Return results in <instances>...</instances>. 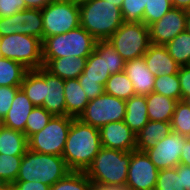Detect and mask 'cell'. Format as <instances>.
Here are the masks:
<instances>
[{"instance_id":"6da1fadb","label":"cell","mask_w":190,"mask_h":190,"mask_svg":"<svg viewBox=\"0 0 190 190\" xmlns=\"http://www.w3.org/2000/svg\"><path fill=\"white\" fill-rule=\"evenodd\" d=\"M101 148L99 129L74 118L62 154L69 169L85 172Z\"/></svg>"},{"instance_id":"7a4b0ae2","label":"cell","mask_w":190,"mask_h":190,"mask_svg":"<svg viewBox=\"0 0 190 190\" xmlns=\"http://www.w3.org/2000/svg\"><path fill=\"white\" fill-rule=\"evenodd\" d=\"M80 26L97 41L108 40L124 23L121 8L106 0H78Z\"/></svg>"},{"instance_id":"3957f363","label":"cell","mask_w":190,"mask_h":190,"mask_svg":"<svg viewBox=\"0 0 190 190\" xmlns=\"http://www.w3.org/2000/svg\"><path fill=\"white\" fill-rule=\"evenodd\" d=\"M130 161L131 152L102 146L85 174L96 188L126 185Z\"/></svg>"},{"instance_id":"277c9868","label":"cell","mask_w":190,"mask_h":190,"mask_svg":"<svg viewBox=\"0 0 190 190\" xmlns=\"http://www.w3.org/2000/svg\"><path fill=\"white\" fill-rule=\"evenodd\" d=\"M70 172L62 156L36 153L27 149L22 157L16 181H40L51 187Z\"/></svg>"},{"instance_id":"5b68a950","label":"cell","mask_w":190,"mask_h":190,"mask_svg":"<svg viewBox=\"0 0 190 190\" xmlns=\"http://www.w3.org/2000/svg\"><path fill=\"white\" fill-rule=\"evenodd\" d=\"M96 42L87 30L79 26L66 33L46 37L42 41V58L88 57L94 51Z\"/></svg>"},{"instance_id":"8992f818","label":"cell","mask_w":190,"mask_h":190,"mask_svg":"<svg viewBox=\"0 0 190 190\" xmlns=\"http://www.w3.org/2000/svg\"><path fill=\"white\" fill-rule=\"evenodd\" d=\"M0 57L14 60L28 70L44 67L42 41L25 34H10L0 37Z\"/></svg>"},{"instance_id":"52a82bcc","label":"cell","mask_w":190,"mask_h":190,"mask_svg":"<svg viewBox=\"0 0 190 190\" xmlns=\"http://www.w3.org/2000/svg\"><path fill=\"white\" fill-rule=\"evenodd\" d=\"M42 12L43 40L66 33L80 26L78 0H53Z\"/></svg>"},{"instance_id":"ba28073f","label":"cell","mask_w":190,"mask_h":190,"mask_svg":"<svg viewBox=\"0 0 190 190\" xmlns=\"http://www.w3.org/2000/svg\"><path fill=\"white\" fill-rule=\"evenodd\" d=\"M73 119L70 116H53L44 129L27 139L28 149L62 156Z\"/></svg>"},{"instance_id":"9c48e42d","label":"cell","mask_w":190,"mask_h":190,"mask_svg":"<svg viewBox=\"0 0 190 190\" xmlns=\"http://www.w3.org/2000/svg\"><path fill=\"white\" fill-rule=\"evenodd\" d=\"M127 62L143 56L150 43L149 27L143 22L123 23L108 39Z\"/></svg>"},{"instance_id":"30bf717a","label":"cell","mask_w":190,"mask_h":190,"mask_svg":"<svg viewBox=\"0 0 190 190\" xmlns=\"http://www.w3.org/2000/svg\"><path fill=\"white\" fill-rule=\"evenodd\" d=\"M126 113V100L102 94L89 100L84 112L80 115L83 123L100 129L105 124L123 121Z\"/></svg>"},{"instance_id":"8fae6325","label":"cell","mask_w":190,"mask_h":190,"mask_svg":"<svg viewBox=\"0 0 190 190\" xmlns=\"http://www.w3.org/2000/svg\"><path fill=\"white\" fill-rule=\"evenodd\" d=\"M16 33L37 37L43 41L41 10L27 8L12 16L0 18V37Z\"/></svg>"},{"instance_id":"7c38bea8","label":"cell","mask_w":190,"mask_h":190,"mask_svg":"<svg viewBox=\"0 0 190 190\" xmlns=\"http://www.w3.org/2000/svg\"><path fill=\"white\" fill-rule=\"evenodd\" d=\"M159 170L146 152L131 151L126 186L129 190H154Z\"/></svg>"},{"instance_id":"4fadbf2b","label":"cell","mask_w":190,"mask_h":190,"mask_svg":"<svg viewBox=\"0 0 190 190\" xmlns=\"http://www.w3.org/2000/svg\"><path fill=\"white\" fill-rule=\"evenodd\" d=\"M187 11L171 8L160 20L149 26L150 43L165 46L185 31Z\"/></svg>"},{"instance_id":"5bb4252c","label":"cell","mask_w":190,"mask_h":190,"mask_svg":"<svg viewBox=\"0 0 190 190\" xmlns=\"http://www.w3.org/2000/svg\"><path fill=\"white\" fill-rule=\"evenodd\" d=\"M185 136L171 132L157 142L155 147L146 150V154L158 170L174 168L180 164V155Z\"/></svg>"},{"instance_id":"9a60e30c","label":"cell","mask_w":190,"mask_h":190,"mask_svg":"<svg viewBox=\"0 0 190 190\" xmlns=\"http://www.w3.org/2000/svg\"><path fill=\"white\" fill-rule=\"evenodd\" d=\"M99 132L103 147L126 152L136 150V135L124 121L105 124Z\"/></svg>"},{"instance_id":"2e32d148","label":"cell","mask_w":190,"mask_h":190,"mask_svg":"<svg viewBox=\"0 0 190 190\" xmlns=\"http://www.w3.org/2000/svg\"><path fill=\"white\" fill-rule=\"evenodd\" d=\"M64 80L44 68V107L53 116H66Z\"/></svg>"},{"instance_id":"e0dca14e","label":"cell","mask_w":190,"mask_h":190,"mask_svg":"<svg viewBox=\"0 0 190 190\" xmlns=\"http://www.w3.org/2000/svg\"><path fill=\"white\" fill-rule=\"evenodd\" d=\"M146 66L154 76L178 74L180 65L163 45L150 44L143 55Z\"/></svg>"},{"instance_id":"ac0fdd59","label":"cell","mask_w":190,"mask_h":190,"mask_svg":"<svg viewBox=\"0 0 190 190\" xmlns=\"http://www.w3.org/2000/svg\"><path fill=\"white\" fill-rule=\"evenodd\" d=\"M124 72L132 81L135 95L146 96L153 92L156 76L147 68L143 56L127 61Z\"/></svg>"},{"instance_id":"d6986e66","label":"cell","mask_w":190,"mask_h":190,"mask_svg":"<svg viewBox=\"0 0 190 190\" xmlns=\"http://www.w3.org/2000/svg\"><path fill=\"white\" fill-rule=\"evenodd\" d=\"M44 68L63 80L78 78L86 66L87 57L66 56L61 58H42Z\"/></svg>"},{"instance_id":"ffe728a7","label":"cell","mask_w":190,"mask_h":190,"mask_svg":"<svg viewBox=\"0 0 190 190\" xmlns=\"http://www.w3.org/2000/svg\"><path fill=\"white\" fill-rule=\"evenodd\" d=\"M34 108L32 102L19 89L15 94L10 110L4 117V126L24 133L27 119Z\"/></svg>"},{"instance_id":"44dd1931","label":"cell","mask_w":190,"mask_h":190,"mask_svg":"<svg viewBox=\"0 0 190 190\" xmlns=\"http://www.w3.org/2000/svg\"><path fill=\"white\" fill-rule=\"evenodd\" d=\"M172 132L171 122H149L136 134V150L145 152Z\"/></svg>"},{"instance_id":"7402d4cb","label":"cell","mask_w":190,"mask_h":190,"mask_svg":"<svg viewBox=\"0 0 190 190\" xmlns=\"http://www.w3.org/2000/svg\"><path fill=\"white\" fill-rule=\"evenodd\" d=\"M66 116L79 118L89 100L79 84L78 78L64 80Z\"/></svg>"},{"instance_id":"603a6c76","label":"cell","mask_w":190,"mask_h":190,"mask_svg":"<svg viewBox=\"0 0 190 190\" xmlns=\"http://www.w3.org/2000/svg\"><path fill=\"white\" fill-rule=\"evenodd\" d=\"M123 121L135 135L149 122L145 96L135 95L126 100V113Z\"/></svg>"},{"instance_id":"cb8c5ba5","label":"cell","mask_w":190,"mask_h":190,"mask_svg":"<svg viewBox=\"0 0 190 190\" xmlns=\"http://www.w3.org/2000/svg\"><path fill=\"white\" fill-rule=\"evenodd\" d=\"M148 108V118L157 122H171L177 100L154 92L145 96Z\"/></svg>"},{"instance_id":"d4e9b609","label":"cell","mask_w":190,"mask_h":190,"mask_svg":"<svg viewBox=\"0 0 190 190\" xmlns=\"http://www.w3.org/2000/svg\"><path fill=\"white\" fill-rule=\"evenodd\" d=\"M20 89L35 107H42L44 104V67L28 70Z\"/></svg>"},{"instance_id":"484cf974","label":"cell","mask_w":190,"mask_h":190,"mask_svg":"<svg viewBox=\"0 0 190 190\" xmlns=\"http://www.w3.org/2000/svg\"><path fill=\"white\" fill-rule=\"evenodd\" d=\"M28 141L24 133L7 127L0 129V154L24 155Z\"/></svg>"},{"instance_id":"4316f807","label":"cell","mask_w":190,"mask_h":190,"mask_svg":"<svg viewBox=\"0 0 190 190\" xmlns=\"http://www.w3.org/2000/svg\"><path fill=\"white\" fill-rule=\"evenodd\" d=\"M110 72L107 69L106 54H98L95 50L87 57L86 66L78 79L97 80L105 86Z\"/></svg>"},{"instance_id":"83f0119b","label":"cell","mask_w":190,"mask_h":190,"mask_svg":"<svg viewBox=\"0 0 190 190\" xmlns=\"http://www.w3.org/2000/svg\"><path fill=\"white\" fill-rule=\"evenodd\" d=\"M27 71L22 64L0 57V86H21Z\"/></svg>"},{"instance_id":"f1b7e54d","label":"cell","mask_w":190,"mask_h":190,"mask_svg":"<svg viewBox=\"0 0 190 190\" xmlns=\"http://www.w3.org/2000/svg\"><path fill=\"white\" fill-rule=\"evenodd\" d=\"M105 94L128 100L135 96L132 81L124 71L110 75L105 84Z\"/></svg>"},{"instance_id":"f546056e","label":"cell","mask_w":190,"mask_h":190,"mask_svg":"<svg viewBox=\"0 0 190 190\" xmlns=\"http://www.w3.org/2000/svg\"><path fill=\"white\" fill-rule=\"evenodd\" d=\"M165 47L180 66L190 65V34L188 32L178 34Z\"/></svg>"},{"instance_id":"4dcf8cb0","label":"cell","mask_w":190,"mask_h":190,"mask_svg":"<svg viewBox=\"0 0 190 190\" xmlns=\"http://www.w3.org/2000/svg\"><path fill=\"white\" fill-rule=\"evenodd\" d=\"M153 92L177 101L181 100L178 74L156 76Z\"/></svg>"},{"instance_id":"1f68e13d","label":"cell","mask_w":190,"mask_h":190,"mask_svg":"<svg viewBox=\"0 0 190 190\" xmlns=\"http://www.w3.org/2000/svg\"><path fill=\"white\" fill-rule=\"evenodd\" d=\"M93 188L94 185L85 172L71 171L51 186L50 190H92Z\"/></svg>"},{"instance_id":"d6a6232c","label":"cell","mask_w":190,"mask_h":190,"mask_svg":"<svg viewBox=\"0 0 190 190\" xmlns=\"http://www.w3.org/2000/svg\"><path fill=\"white\" fill-rule=\"evenodd\" d=\"M171 126L173 132L190 138V107L183 100L176 103Z\"/></svg>"},{"instance_id":"836d02e7","label":"cell","mask_w":190,"mask_h":190,"mask_svg":"<svg viewBox=\"0 0 190 190\" xmlns=\"http://www.w3.org/2000/svg\"><path fill=\"white\" fill-rule=\"evenodd\" d=\"M22 157L23 155L0 154V182L9 186L16 181Z\"/></svg>"},{"instance_id":"e575fe53","label":"cell","mask_w":190,"mask_h":190,"mask_svg":"<svg viewBox=\"0 0 190 190\" xmlns=\"http://www.w3.org/2000/svg\"><path fill=\"white\" fill-rule=\"evenodd\" d=\"M94 50L98 54H106L107 69L111 75L124 71L126 61L120 56L108 40L97 41Z\"/></svg>"},{"instance_id":"d590c367","label":"cell","mask_w":190,"mask_h":190,"mask_svg":"<svg viewBox=\"0 0 190 190\" xmlns=\"http://www.w3.org/2000/svg\"><path fill=\"white\" fill-rule=\"evenodd\" d=\"M53 115L50 114L44 107H35L26 122L25 136L28 139L30 136L40 132L52 119Z\"/></svg>"},{"instance_id":"8d00e7d4","label":"cell","mask_w":190,"mask_h":190,"mask_svg":"<svg viewBox=\"0 0 190 190\" xmlns=\"http://www.w3.org/2000/svg\"><path fill=\"white\" fill-rule=\"evenodd\" d=\"M172 8L171 0H147L142 22L149 27Z\"/></svg>"},{"instance_id":"74e56055","label":"cell","mask_w":190,"mask_h":190,"mask_svg":"<svg viewBox=\"0 0 190 190\" xmlns=\"http://www.w3.org/2000/svg\"><path fill=\"white\" fill-rule=\"evenodd\" d=\"M154 190H186L182 186L181 174L177 173L176 167L159 170Z\"/></svg>"},{"instance_id":"f35d334b","label":"cell","mask_w":190,"mask_h":190,"mask_svg":"<svg viewBox=\"0 0 190 190\" xmlns=\"http://www.w3.org/2000/svg\"><path fill=\"white\" fill-rule=\"evenodd\" d=\"M147 0H123L121 14L124 23H139L143 20Z\"/></svg>"},{"instance_id":"ab89813d","label":"cell","mask_w":190,"mask_h":190,"mask_svg":"<svg viewBox=\"0 0 190 190\" xmlns=\"http://www.w3.org/2000/svg\"><path fill=\"white\" fill-rule=\"evenodd\" d=\"M20 86H0V115L4 118L10 110Z\"/></svg>"},{"instance_id":"60d3db41","label":"cell","mask_w":190,"mask_h":190,"mask_svg":"<svg viewBox=\"0 0 190 190\" xmlns=\"http://www.w3.org/2000/svg\"><path fill=\"white\" fill-rule=\"evenodd\" d=\"M78 80L79 84L85 91L88 100L95 99L96 97H99L100 95L105 93L104 85L98 83L97 80H92V79H78Z\"/></svg>"},{"instance_id":"b9f144b4","label":"cell","mask_w":190,"mask_h":190,"mask_svg":"<svg viewBox=\"0 0 190 190\" xmlns=\"http://www.w3.org/2000/svg\"><path fill=\"white\" fill-rule=\"evenodd\" d=\"M26 8L25 0H0V18L9 17Z\"/></svg>"},{"instance_id":"7bdbcfd3","label":"cell","mask_w":190,"mask_h":190,"mask_svg":"<svg viewBox=\"0 0 190 190\" xmlns=\"http://www.w3.org/2000/svg\"><path fill=\"white\" fill-rule=\"evenodd\" d=\"M178 78L181 86V100H184L190 96V65L180 66Z\"/></svg>"},{"instance_id":"ee69618b","label":"cell","mask_w":190,"mask_h":190,"mask_svg":"<svg viewBox=\"0 0 190 190\" xmlns=\"http://www.w3.org/2000/svg\"><path fill=\"white\" fill-rule=\"evenodd\" d=\"M11 186L14 190H50V186L40 181H15Z\"/></svg>"},{"instance_id":"f6af8a7d","label":"cell","mask_w":190,"mask_h":190,"mask_svg":"<svg viewBox=\"0 0 190 190\" xmlns=\"http://www.w3.org/2000/svg\"><path fill=\"white\" fill-rule=\"evenodd\" d=\"M178 174H181L182 186L187 190L190 187V167L179 164L176 166Z\"/></svg>"},{"instance_id":"bcb514c9","label":"cell","mask_w":190,"mask_h":190,"mask_svg":"<svg viewBox=\"0 0 190 190\" xmlns=\"http://www.w3.org/2000/svg\"><path fill=\"white\" fill-rule=\"evenodd\" d=\"M180 164L190 167V138L185 137V143L181 150Z\"/></svg>"},{"instance_id":"7dc6e473","label":"cell","mask_w":190,"mask_h":190,"mask_svg":"<svg viewBox=\"0 0 190 190\" xmlns=\"http://www.w3.org/2000/svg\"><path fill=\"white\" fill-rule=\"evenodd\" d=\"M53 0H25L26 8L43 9Z\"/></svg>"},{"instance_id":"c3c4849f","label":"cell","mask_w":190,"mask_h":190,"mask_svg":"<svg viewBox=\"0 0 190 190\" xmlns=\"http://www.w3.org/2000/svg\"><path fill=\"white\" fill-rule=\"evenodd\" d=\"M173 8L187 10L190 6V0H171Z\"/></svg>"},{"instance_id":"681fc988","label":"cell","mask_w":190,"mask_h":190,"mask_svg":"<svg viewBox=\"0 0 190 190\" xmlns=\"http://www.w3.org/2000/svg\"><path fill=\"white\" fill-rule=\"evenodd\" d=\"M104 190H129L126 185H112L103 188Z\"/></svg>"},{"instance_id":"f907efd6","label":"cell","mask_w":190,"mask_h":190,"mask_svg":"<svg viewBox=\"0 0 190 190\" xmlns=\"http://www.w3.org/2000/svg\"><path fill=\"white\" fill-rule=\"evenodd\" d=\"M110 3H114V5H116L117 7H120L122 6V3H123V0H106Z\"/></svg>"},{"instance_id":"816d5d0a","label":"cell","mask_w":190,"mask_h":190,"mask_svg":"<svg viewBox=\"0 0 190 190\" xmlns=\"http://www.w3.org/2000/svg\"><path fill=\"white\" fill-rule=\"evenodd\" d=\"M185 31L190 34V16H187Z\"/></svg>"},{"instance_id":"f5cc1de1","label":"cell","mask_w":190,"mask_h":190,"mask_svg":"<svg viewBox=\"0 0 190 190\" xmlns=\"http://www.w3.org/2000/svg\"><path fill=\"white\" fill-rule=\"evenodd\" d=\"M4 127V118L0 115V129Z\"/></svg>"},{"instance_id":"db71d44e","label":"cell","mask_w":190,"mask_h":190,"mask_svg":"<svg viewBox=\"0 0 190 190\" xmlns=\"http://www.w3.org/2000/svg\"><path fill=\"white\" fill-rule=\"evenodd\" d=\"M183 101L186 102L190 107V96L186 97Z\"/></svg>"},{"instance_id":"11a10c76","label":"cell","mask_w":190,"mask_h":190,"mask_svg":"<svg viewBox=\"0 0 190 190\" xmlns=\"http://www.w3.org/2000/svg\"><path fill=\"white\" fill-rule=\"evenodd\" d=\"M3 190H14V189L11 185H9V186H5V188Z\"/></svg>"},{"instance_id":"9f6ffc18","label":"cell","mask_w":190,"mask_h":190,"mask_svg":"<svg viewBox=\"0 0 190 190\" xmlns=\"http://www.w3.org/2000/svg\"><path fill=\"white\" fill-rule=\"evenodd\" d=\"M5 186L6 185L4 183L0 182V190H3L5 188Z\"/></svg>"},{"instance_id":"6f0895ef","label":"cell","mask_w":190,"mask_h":190,"mask_svg":"<svg viewBox=\"0 0 190 190\" xmlns=\"http://www.w3.org/2000/svg\"><path fill=\"white\" fill-rule=\"evenodd\" d=\"M186 11H187V16H190V6Z\"/></svg>"},{"instance_id":"680465c9","label":"cell","mask_w":190,"mask_h":190,"mask_svg":"<svg viewBox=\"0 0 190 190\" xmlns=\"http://www.w3.org/2000/svg\"><path fill=\"white\" fill-rule=\"evenodd\" d=\"M92 190H104V189L94 187Z\"/></svg>"}]
</instances>
